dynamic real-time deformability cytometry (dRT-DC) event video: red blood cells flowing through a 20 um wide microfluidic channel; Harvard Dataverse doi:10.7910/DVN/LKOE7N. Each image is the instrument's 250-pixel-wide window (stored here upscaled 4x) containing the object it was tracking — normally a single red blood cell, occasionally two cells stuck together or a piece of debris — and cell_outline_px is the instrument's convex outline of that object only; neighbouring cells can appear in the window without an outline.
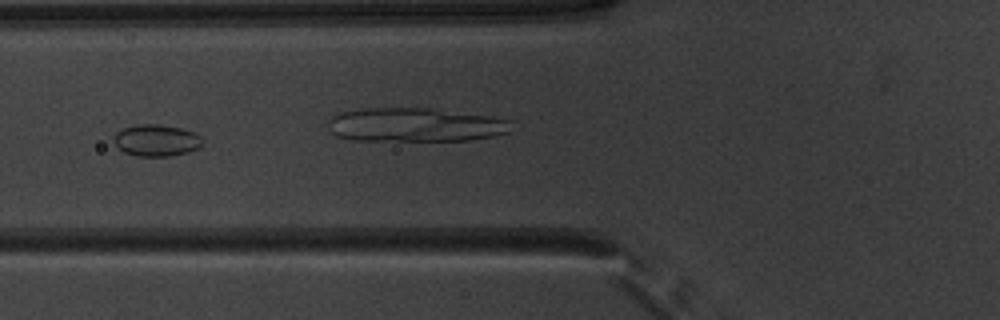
{"species": "common noctule bat (a hibernating species)", "species_latin": "Nyctalus noctula", "temperature_condition": "warm", "stored_images_in_passage": 37, "camera_frame_rate_fps": 3000, "um_per_image_px": 0.085, "animal": {"sex": "male", "body_mass_g": 20.1, "forearm_length_mm": 53.5}, "frame": {"image": 1, "passage_image": 5, "time_ms": 1.333, "image_size_px": [1000, 320], "cell_outline_px": [[204, 144], [188, 152], [172, 156], [136, 156], [124, 152], [112, 140], [112, 136], [116, 132], [124, 128], [136, 124], [156, 124], [180, 128], [196, 132], [204, 140]], "centroid_in_image_um": [13.3, 11.93], "position_along_channel_um": 112.5, "area_um2": 16.53}}
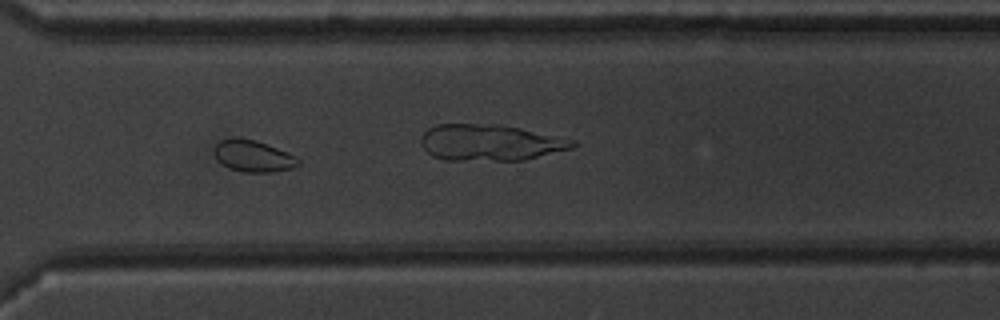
{"frame": {"image": 2, "passage_image": 23, "time_ms": 7.333, "image_size_px": [1000, 320], "cell_outline_px": [[300, 164], [292, 168], [272, 172], [244, 172], [228, 168], [216, 160], [216, 144], [220, 140], [232, 136], [240, 136], [256, 140], [288, 152], [296, 156], [300, 160]], "centroid_in_image_um": [21.52, 13.24], "position_along_channel_um": 349.1, "area_um2": 15.72}}
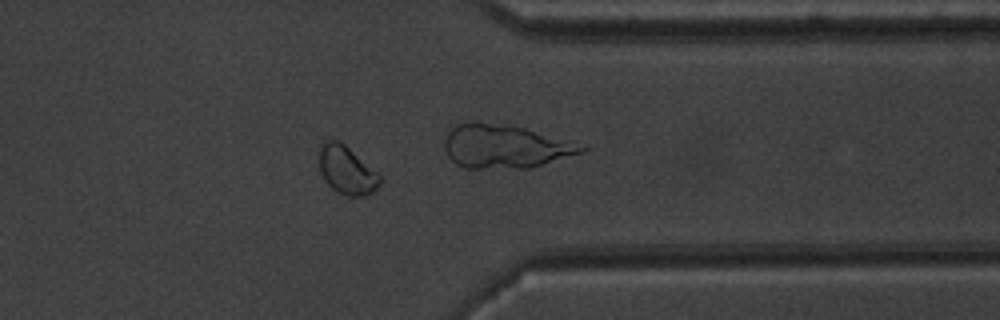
{"frame": {"image": 3, "passage_image": 26, "time_ms": 8.333, "image_size_px": [1000, 320], "cell_outline_px": [[380, 184], [372, 192], [364, 196], [348, 196], [336, 192], [324, 180], [320, 172], [320, 144], [324, 140], [336, 140], [344, 144], [380, 172]], "centroid_in_image_um": [29.49, 14.46], "position_along_channel_um": 381.9, "area_um2": 17.22}, "authors_computed_cell_mechanics": {"area_um2": 15.7216, "velocity_mm_per_s": 3.9478, "shape_relaxation_time_tau1_ms": null, "shape_relaxation_time_tau2_ms": 3.1342, "deformation_change_tau1": null, "deformation_change_tau2": 0.056}}